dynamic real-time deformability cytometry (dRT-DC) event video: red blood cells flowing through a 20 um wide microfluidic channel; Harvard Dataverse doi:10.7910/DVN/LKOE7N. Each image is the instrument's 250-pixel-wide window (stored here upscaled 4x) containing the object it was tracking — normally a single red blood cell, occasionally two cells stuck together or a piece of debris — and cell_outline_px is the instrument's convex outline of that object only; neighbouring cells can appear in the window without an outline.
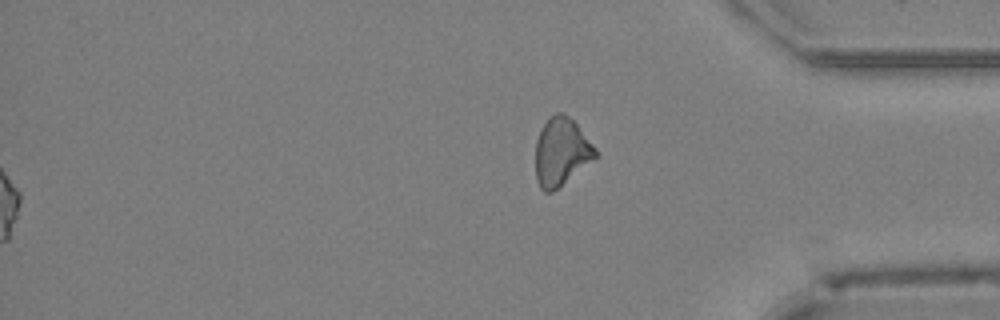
{"species": "Egyptian fruit bat (a non-hibernating species)", "species_latin": "Rousettus aegyptiacus", "temperature_condition": "cold", "stored_images_in_passage": 38, "segment_of_instrument_passage": [2, 2], "camera_frame_rate_fps": 3000, "um_per_image_px": 0.085, "animal": {"sex": "female"}, "frame": {"image": 1, "passage_image": 38, "time_ms": 12.333, "image_size_px": [1000, 320], "cell_outline_px": [[596, 156], [592, 160], [552, 192], [544, 192], [540, 188], [536, 180], [536, 140], [540, 128], [556, 112], [564, 112], [576, 124], [596, 148]], "centroid_in_image_um": [47.67, 12.9], "position_along_channel_um": 387.5, "area_um2": 23.24}}